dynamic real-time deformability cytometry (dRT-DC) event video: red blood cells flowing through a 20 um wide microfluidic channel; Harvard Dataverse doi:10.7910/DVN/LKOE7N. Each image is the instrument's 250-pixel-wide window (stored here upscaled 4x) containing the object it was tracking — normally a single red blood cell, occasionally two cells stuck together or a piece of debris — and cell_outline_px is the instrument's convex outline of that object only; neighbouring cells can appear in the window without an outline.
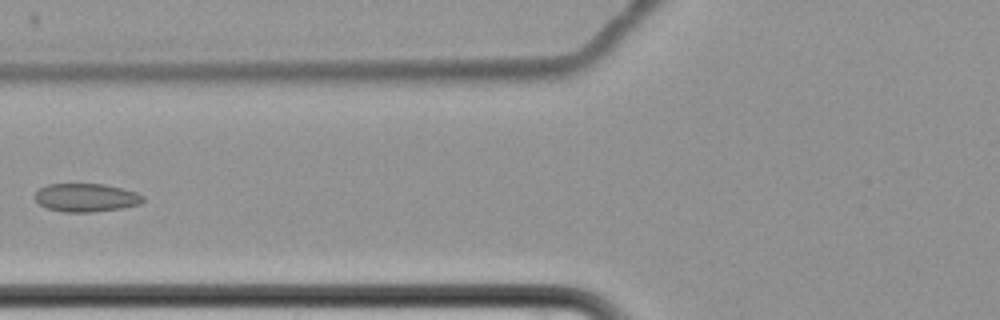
{"species": "common noctule bat (a hibernating species)", "species_latin": "Nyctalus noctula", "temperature_condition": "cold", "stored_images_in_passage": 8, "camera_frame_rate_fps": 3000, "um_per_image_px": 0.085, "animal": {"sex": "female", "body_mass_g": 22.7, "forearm_length_mm": 54.2}, "frame": {"image": 1, "passage_image": 8, "time_ms": 8.667, "image_size_px": [1000, 320], "cell_outline_px": [[144, 200], [140, 204], [124, 208], [92, 212], [64, 212], [48, 208], [40, 204], [36, 200], [36, 192], [40, 188], [48, 184], [104, 184], [136, 192], [144, 196]], "centroid_in_image_um": [7.35, 16.8], "position_along_channel_um": 118.5, "area_um2": 17.74}}